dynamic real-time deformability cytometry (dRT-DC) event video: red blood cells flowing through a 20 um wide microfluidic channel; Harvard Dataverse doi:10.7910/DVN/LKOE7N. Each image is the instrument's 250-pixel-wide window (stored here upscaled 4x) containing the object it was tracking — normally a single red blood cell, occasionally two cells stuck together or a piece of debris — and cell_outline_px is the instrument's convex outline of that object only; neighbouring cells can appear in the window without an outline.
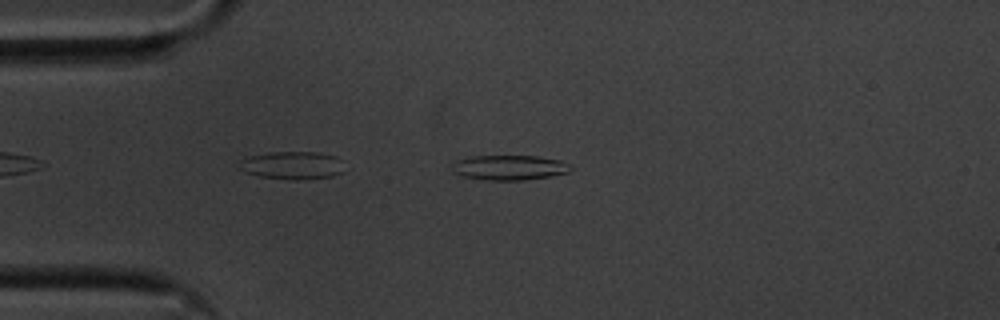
{"species": "common noctule bat (a hibernating species)", "species_latin": "Nyctalus noctula", "temperature_condition": "cold", "stored_images_in_passage": 43, "camera_frame_rate_fps": 3000, "um_per_image_px": 0.085, "animal": {"sex": "male", "body_mass_g": 20.1, "forearm_length_mm": 53.5}, "frame": {"image": 1, "passage_image": 3, "time_ms": 0.667, "image_size_px": [1000, 320], "cell_outline_px": [[572, 168], [568, 172], [552, 176], [520, 180], [488, 180], [464, 176], [452, 172], [456, 160], [472, 156], [540, 156], [560, 160], [572, 164]], "centroid_in_image_um": [43.35, 14.23], "position_along_channel_um": 41.6, "area_um2": 17.17}}
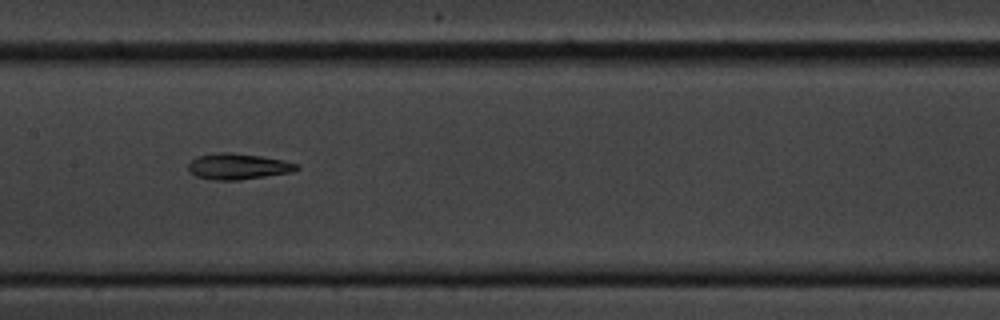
{"frame": {"image": 2, "passage_image": 17, "time_ms": 5.333, "image_size_px": [1000, 320], "cell_outline_px": [[300, 168], [292, 172], [240, 180], [212, 180], [196, 176], [188, 172], [188, 164], [196, 156], [216, 152], [232, 152], [260, 156], [284, 160], [300, 164]], "centroid_in_image_um": [20.22, 14.14], "position_along_channel_um": 187.2, "area_um2": 16.65}}
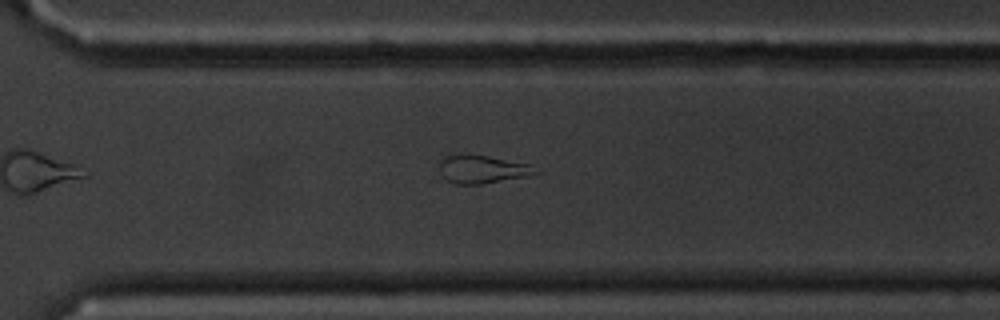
{"frame": {"image": 3, "passage_image": 29, "time_ms": 9.333, "image_size_px": [1000, 320], "cell_outline_px": [[544, 172], [528, 176], [480, 184], [456, 184], [448, 180], [444, 176], [440, 164], [440, 160], [444, 156], [488, 156], [532, 164]], "centroid_in_image_um": [41.14, 14.4], "position_along_channel_um": 329.5, "area_um2": 15.43}, "authors_computed_cell_mechanics": {"area_um2": 16.6464, "velocity_mm_per_s": 3.5721, "shape_relaxation_time_tau1_ms": null, "shape_relaxation_time_tau2_ms": 4.1077, "deformation_change_tau1": null, "deformation_change_tau2": 0.1305}}